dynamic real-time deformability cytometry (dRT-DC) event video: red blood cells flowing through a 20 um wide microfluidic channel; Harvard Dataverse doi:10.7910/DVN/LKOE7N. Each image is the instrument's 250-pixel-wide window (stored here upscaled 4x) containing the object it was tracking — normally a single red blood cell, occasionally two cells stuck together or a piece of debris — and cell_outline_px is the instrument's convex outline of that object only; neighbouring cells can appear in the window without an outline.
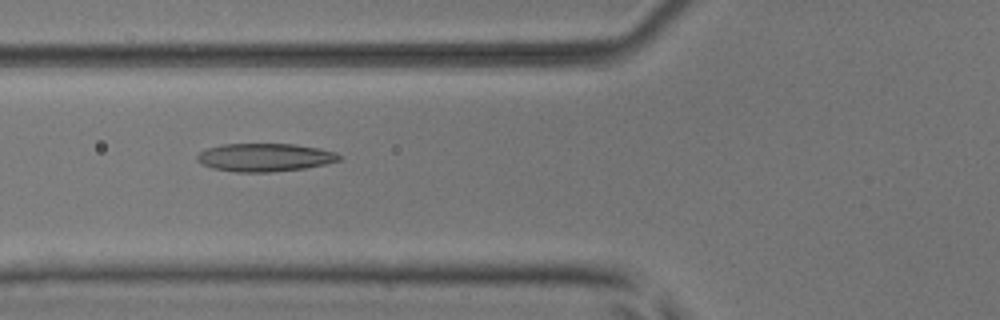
{"species": "common noctule bat (a hibernating species)", "species_latin": "Nyctalus noctula", "temperature_condition": "room temperature", "stored_images_in_passage": 37, "camera_frame_rate_fps": 3000, "um_per_image_px": 0.085, "animal": {"sex": "male", "body_mass_g": 17.9, "forearm_length_mm": 54.2}, "frame": {"image": 1, "passage_image": 6, "time_ms": 1.667, "image_size_px": [1000, 320], "cell_outline_px": [[344, 156], [340, 160], [324, 164], [304, 168], [272, 172], [236, 172], [212, 168], [196, 160], [196, 156], [200, 152], [208, 148], [220, 144], [296, 144], [320, 148], [336, 152]], "centroid_in_image_um": [22.54, 13.37], "position_along_channel_um": 103.3, "area_um2": 23.35}}
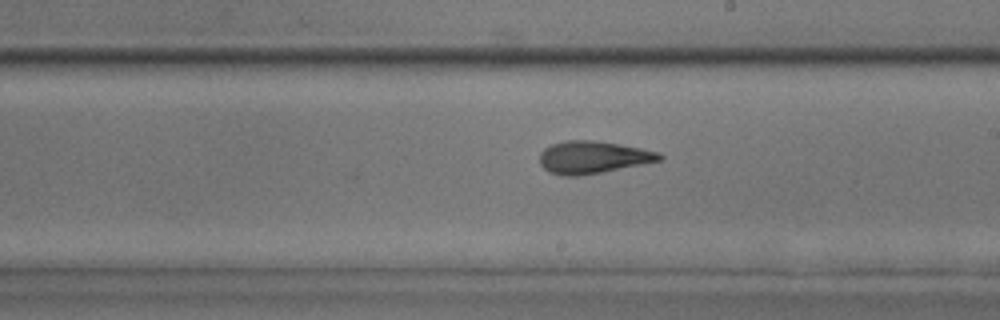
{"frame": {"image": 2, "passage_image": 16, "time_ms": 5.0, "image_size_px": [1000, 320], "cell_outline_px": [[664, 160], [600, 172], [576, 176], [564, 176], [548, 172], [540, 164], [540, 152], [544, 148], [552, 144], [568, 140], [592, 140], [640, 148], [660, 152], [664, 156]], "centroid_in_image_um": [50.39, 13.37], "position_along_channel_um": 238.6, "area_um2": 22.48}}
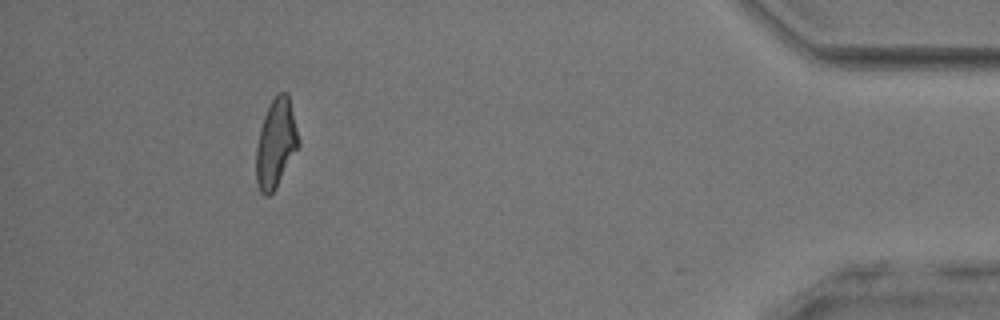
{"frame": {"image": 3, "passage_image": 33, "time_ms": 10.667, "image_size_px": [1000, 320], "cell_outline_px": [[300, 144], [276, 188], [268, 196], [264, 196], [260, 192], [256, 180], [256, 144], [260, 128], [264, 116], [272, 100], [280, 92], [288, 92], [300, 140]], "centroid_in_image_um": [23.45, 12.2], "position_along_channel_um": 411.8, "area_um2": 21.91}, "authors_computed_cell_mechanics": {"area_um2": 22.3108, "velocity_mm_per_s": 4.0671, "shape_relaxation_time_tau1_ms": 7.0597, "shape_relaxation_time_tau2_ms": 2.1379, "deformation_change_tau1": 0.228, "deformation_change_tau2": 0.1122}}